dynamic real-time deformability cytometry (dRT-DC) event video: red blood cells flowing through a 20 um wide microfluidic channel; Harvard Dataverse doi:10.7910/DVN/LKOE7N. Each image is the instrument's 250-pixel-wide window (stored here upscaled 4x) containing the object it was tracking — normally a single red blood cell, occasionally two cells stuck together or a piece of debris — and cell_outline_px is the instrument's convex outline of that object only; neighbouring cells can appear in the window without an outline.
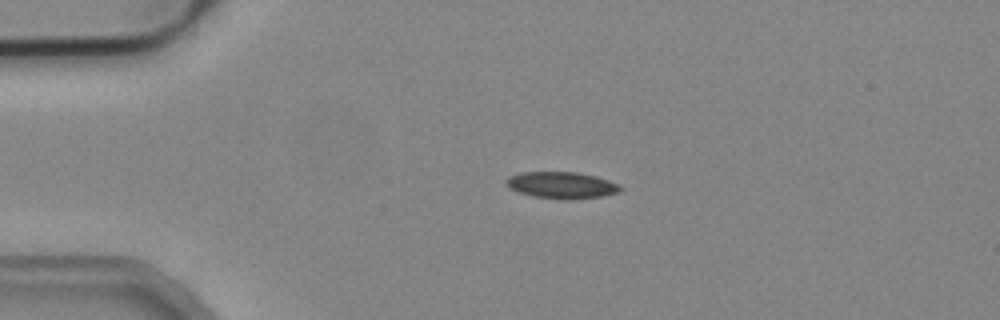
{"species": "common noctule bat (a hibernating species)", "species_latin": "Nyctalus noctula", "temperature_condition": "cold", "stored_images_in_passage": 2, "camera_frame_rate_fps": 3000, "um_per_image_px": 0.085, "animal": {"sex": "male", "body_mass_g": 19.2, "forearm_length_mm": 51.8}, "frame": {"image": 1, "passage_image": 1, "time_ms": 0.0, "image_size_px": [1000, 320], "cell_outline_px": [[624, 188], [620, 192], [600, 196], [572, 200], [532, 196], [508, 188], [504, 184], [504, 180], [508, 176], [520, 172], [576, 172], [596, 176], [620, 184]], "centroid_in_image_um": [47.72, 15.73], "position_along_channel_um": 37.3, "area_um2": 17.92}}